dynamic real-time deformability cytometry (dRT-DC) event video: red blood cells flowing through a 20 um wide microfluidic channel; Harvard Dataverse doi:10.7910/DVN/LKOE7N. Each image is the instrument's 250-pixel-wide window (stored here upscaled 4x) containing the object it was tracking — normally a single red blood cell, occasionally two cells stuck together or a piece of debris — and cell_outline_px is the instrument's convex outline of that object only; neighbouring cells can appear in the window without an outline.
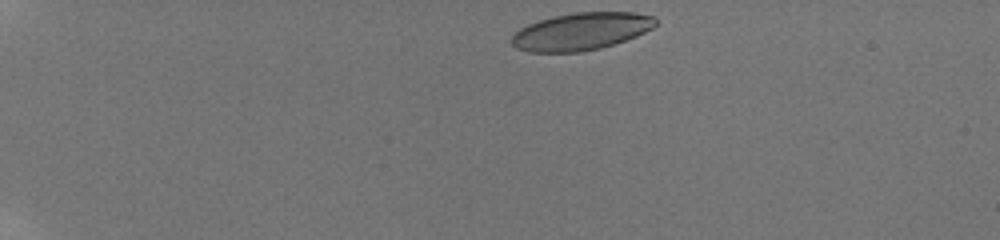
{"species": "human", "species_latin": "Homo sapiens", "temperature_condition": "room temperature", "stored_images_in_passage": 42, "camera_frame_rate_fps": 3000, "um_per_image_px": 0.085, "donor": {"sex": "male"}, "frame": {"image": 1, "passage_image": 1, "time_ms": 0.0, "image_size_px": [1000, 240], "cell_outline_px": [[656, 24], [652, 28], [636, 36], [600, 48], [580, 52], [528, 52], [516, 48], [512, 44], [512, 36], [520, 28], [528, 24], [540, 20], [556, 16], [576, 12], [632, 12], [652, 16], [656, 20]], "centroid_in_image_um": [49.38, 2.67], "position_along_channel_um": 35.6, "area_um2": 31.04}}
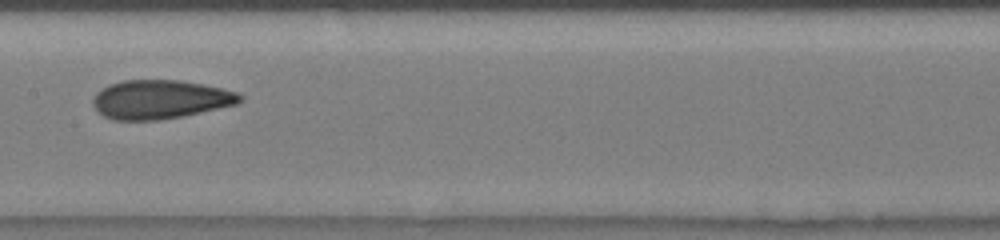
{"frame": {"image": 2, "passage_image": 19, "time_ms": 6.667, "image_size_px": [1000, 240], "cell_outline_px": [[244, 96], [236, 104], [180, 116], [160, 120], [112, 120], [104, 116], [92, 104], [92, 100], [96, 92], [108, 84], [124, 80], [180, 80], [220, 88], [236, 92]], "centroid_in_image_um": [13.56, 8.45], "position_along_channel_um": 193.8, "area_um2": 32.95}}
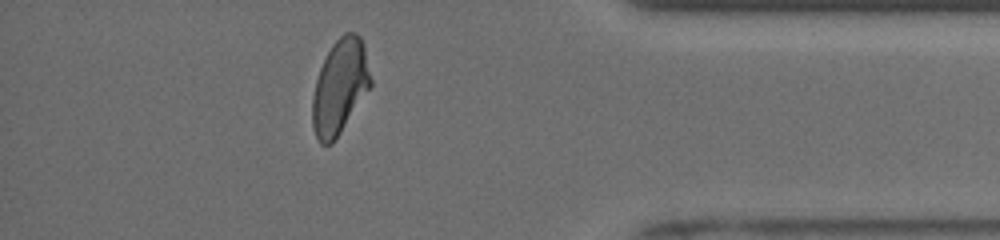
{"frame": {"image": 3, "passage_image": 37, "time_ms": 12.667, "image_size_px": [1000, 240], "cell_outline_px": [[372, 84], [332, 144], [320, 144], [316, 136], [312, 124], [312, 96], [316, 80], [320, 68], [332, 44], [344, 32], [356, 32], [360, 36], [364, 44], [372, 80]], "centroid_in_image_um": [28.89, 7.34], "position_along_channel_um": 406.3, "area_um2": 31.91}, "authors_computed_cell_mechanics": {"area_um2": 32.7148, "velocity_mm_per_s": 3.8798, "shape_relaxation_time_tau1_ms": null, "shape_relaxation_time_tau2_ms": 1.3798, "deformation_change_tau1": null, "deformation_change_tau2": 0.0843}}